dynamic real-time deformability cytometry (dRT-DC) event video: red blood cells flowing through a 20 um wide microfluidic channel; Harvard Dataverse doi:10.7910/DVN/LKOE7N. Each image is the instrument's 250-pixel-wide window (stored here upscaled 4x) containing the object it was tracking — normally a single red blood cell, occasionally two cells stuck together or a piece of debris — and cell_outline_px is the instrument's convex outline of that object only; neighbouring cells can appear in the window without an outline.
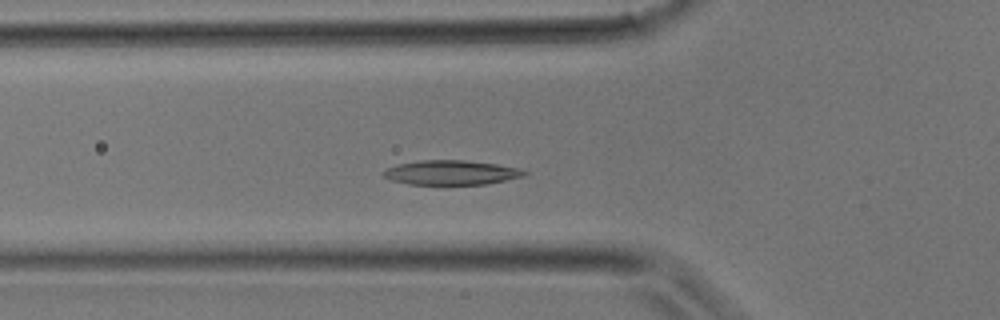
{"species": "common noctule bat (a hibernating species)", "species_latin": "Nyctalus noctula", "temperature_condition": "room temperature", "stored_images_in_passage": 23, "camera_frame_rate_fps": 3000, "um_per_image_px": 0.085, "animal": {"sex": "male", "body_mass_g": 17.9}, "frame": {"image": 1, "passage_image": 8, "time_ms": 2.333, "image_size_px": [1000, 320], "cell_outline_px": [[528, 172], [524, 176], [484, 184], [408, 184], [392, 180], [384, 176], [380, 172], [388, 168], [400, 164], [420, 160], [464, 160], [496, 164], [520, 168]], "centroid_in_image_um": [38.35, 14.66], "position_along_channel_um": 87.5, "area_um2": 19.88}}
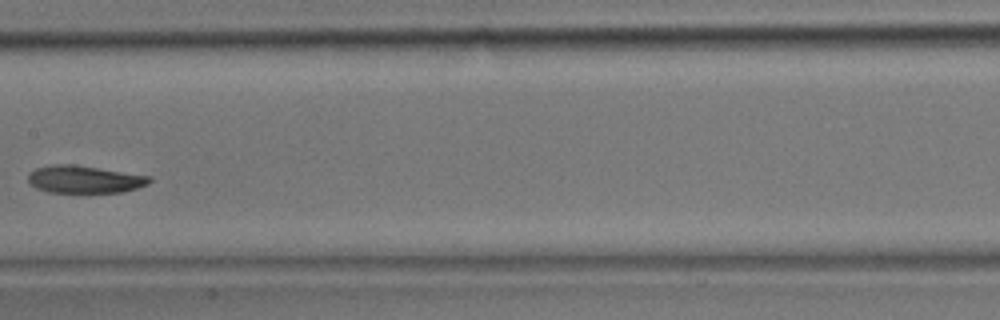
{"frame": {"image": 2, "passage_image": 14, "time_ms": 4.333, "image_size_px": [1000, 320], "cell_outline_px": [[152, 180], [148, 184], [136, 188], [120, 192], [48, 192], [36, 188], [28, 180], [28, 176], [36, 168], [52, 164], [72, 164], [152, 176]], "centroid_in_image_um": [7.2, 15.24], "position_along_channel_um": 200.2, "area_um2": 19.25}}
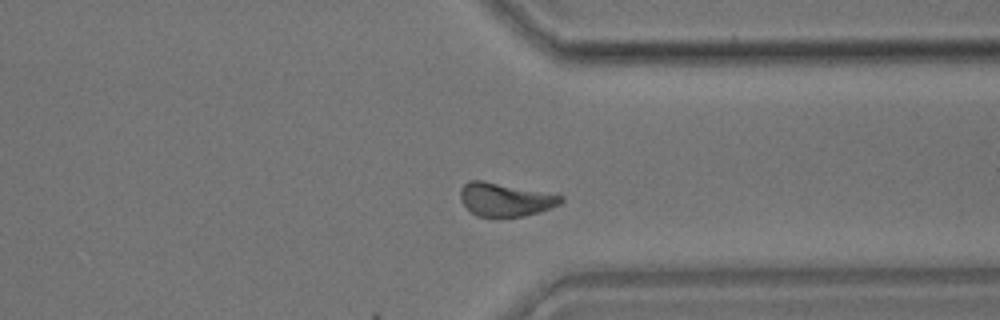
{"frame": {"image": 3, "passage_image": 23, "time_ms": 7.333, "image_size_px": [1000, 320], "cell_outline_px": [[564, 200], [560, 204], [552, 208], [540, 212], [524, 216], [476, 216], [460, 200], [460, 188], [468, 180], [480, 180], [564, 196]], "centroid_in_image_um": [42.94, 16.96], "position_along_channel_um": 368.5, "area_um2": 19.31}}